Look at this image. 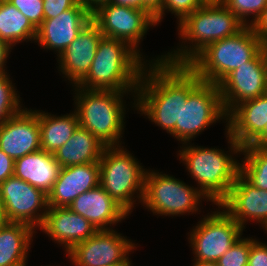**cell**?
Returning a JSON list of instances; mask_svg holds the SVG:
<instances>
[{"label": "cell", "mask_w": 267, "mask_h": 266, "mask_svg": "<svg viewBox=\"0 0 267 266\" xmlns=\"http://www.w3.org/2000/svg\"><path fill=\"white\" fill-rule=\"evenodd\" d=\"M201 81L187 65L148 63L136 92L137 113L170 135L180 125L181 101Z\"/></svg>", "instance_id": "6da1fadb"}, {"label": "cell", "mask_w": 267, "mask_h": 266, "mask_svg": "<svg viewBox=\"0 0 267 266\" xmlns=\"http://www.w3.org/2000/svg\"><path fill=\"white\" fill-rule=\"evenodd\" d=\"M224 130L229 151L186 143L177 152L180 163L186 166L197 189L212 205L220 204L228 196L240 173V162L236 157H241L242 147L230 136L227 126Z\"/></svg>", "instance_id": "7a4b0ae2"}, {"label": "cell", "mask_w": 267, "mask_h": 266, "mask_svg": "<svg viewBox=\"0 0 267 266\" xmlns=\"http://www.w3.org/2000/svg\"><path fill=\"white\" fill-rule=\"evenodd\" d=\"M177 27L181 41L176 49L165 53L164 62L188 65L208 45L236 35L245 25L220 0H208Z\"/></svg>", "instance_id": "3957f363"}, {"label": "cell", "mask_w": 267, "mask_h": 266, "mask_svg": "<svg viewBox=\"0 0 267 266\" xmlns=\"http://www.w3.org/2000/svg\"><path fill=\"white\" fill-rule=\"evenodd\" d=\"M147 64L148 62L126 42L103 36L89 72L77 87L137 92Z\"/></svg>", "instance_id": "277c9868"}, {"label": "cell", "mask_w": 267, "mask_h": 266, "mask_svg": "<svg viewBox=\"0 0 267 266\" xmlns=\"http://www.w3.org/2000/svg\"><path fill=\"white\" fill-rule=\"evenodd\" d=\"M74 111L79 126L89 130L107 147L122 146L126 100L131 96L134 101L129 106L136 110V92L113 90H88L74 86ZM130 93V94H129ZM134 102V103H133Z\"/></svg>", "instance_id": "5b68a950"}, {"label": "cell", "mask_w": 267, "mask_h": 266, "mask_svg": "<svg viewBox=\"0 0 267 266\" xmlns=\"http://www.w3.org/2000/svg\"><path fill=\"white\" fill-rule=\"evenodd\" d=\"M260 38L251 26L218 40L202 50L187 66L202 80L218 85L229 73L261 51Z\"/></svg>", "instance_id": "8992f818"}, {"label": "cell", "mask_w": 267, "mask_h": 266, "mask_svg": "<svg viewBox=\"0 0 267 266\" xmlns=\"http://www.w3.org/2000/svg\"><path fill=\"white\" fill-rule=\"evenodd\" d=\"M132 154L124 146H111L99 160V185L129 214L142 203L147 171Z\"/></svg>", "instance_id": "52a82bcc"}, {"label": "cell", "mask_w": 267, "mask_h": 266, "mask_svg": "<svg viewBox=\"0 0 267 266\" xmlns=\"http://www.w3.org/2000/svg\"><path fill=\"white\" fill-rule=\"evenodd\" d=\"M209 201L197 187L187 185L159 170L147 169L145 174L144 195L142 206L153 215L182 216L200 212L202 201Z\"/></svg>", "instance_id": "ba28073f"}, {"label": "cell", "mask_w": 267, "mask_h": 266, "mask_svg": "<svg viewBox=\"0 0 267 266\" xmlns=\"http://www.w3.org/2000/svg\"><path fill=\"white\" fill-rule=\"evenodd\" d=\"M91 13L92 21L104 37L126 42L148 63L164 62L166 54L147 60L139 48L150 27L157 26L154 17L147 10L109 2L98 6Z\"/></svg>", "instance_id": "9c48e42d"}, {"label": "cell", "mask_w": 267, "mask_h": 266, "mask_svg": "<svg viewBox=\"0 0 267 266\" xmlns=\"http://www.w3.org/2000/svg\"><path fill=\"white\" fill-rule=\"evenodd\" d=\"M227 121L218 85L201 81L181 101L180 125H176L170 134L182 145L192 143L196 136L213 123ZM191 141V142H190Z\"/></svg>", "instance_id": "30bf717a"}, {"label": "cell", "mask_w": 267, "mask_h": 266, "mask_svg": "<svg viewBox=\"0 0 267 266\" xmlns=\"http://www.w3.org/2000/svg\"><path fill=\"white\" fill-rule=\"evenodd\" d=\"M216 207L188 233L192 261L217 262L243 235L244 229L219 204Z\"/></svg>", "instance_id": "8fae6325"}, {"label": "cell", "mask_w": 267, "mask_h": 266, "mask_svg": "<svg viewBox=\"0 0 267 266\" xmlns=\"http://www.w3.org/2000/svg\"><path fill=\"white\" fill-rule=\"evenodd\" d=\"M137 245L116 229L98 230L66 253L73 266H120ZM130 254V255H129Z\"/></svg>", "instance_id": "7c38bea8"}, {"label": "cell", "mask_w": 267, "mask_h": 266, "mask_svg": "<svg viewBox=\"0 0 267 266\" xmlns=\"http://www.w3.org/2000/svg\"><path fill=\"white\" fill-rule=\"evenodd\" d=\"M0 196L9 222L39 230L49 208L44 191L13 175L0 183Z\"/></svg>", "instance_id": "4fadbf2b"}, {"label": "cell", "mask_w": 267, "mask_h": 266, "mask_svg": "<svg viewBox=\"0 0 267 266\" xmlns=\"http://www.w3.org/2000/svg\"><path fill=\"white\" fill-rule=\"evenodd\" d=\"M267 68L262 51L229 73L219 84L223 109L228 114L239 103L265 93Z\"/></svg>", "instance_id": "5bb4252c"}, {"label": "cell", "mask_w": 267, "mask_h": 266, "mask_svg": "<svg viewBox=\"0 0 267 266\" xmlns=\"http://www.w3.org/2000/svg\"><path fill=\"white\" fill-rule=\"evenodd\" d=\"M91 20L92 13L79 2L57 17L44 19L37 28L34 43L36 42L40 49L53 50L58 57Z\"/></svg>", "instance_id": "9a60e30c"}, {"label": "cell", "mask_w": 267, "mask_h": 266, "mask_svg": "<svg viewBox=\"0 0 267 266\" xmlns=\"http://www.w3.org/2000/svg\"><path fill=\"white\" fill-rule=\"evenodd\" d=\"M0 150L13 160L41 150L38 110L25 108L0 126Z\"/></svg>", "instance_id": "2e32d148"}, {"label": "cell", "mask_w": 267, "mask_h": 266, "mask_svg": "<svg viewBox=\"0 0 267 266\" xmlns=\"http://www.w3.org/2000/svg\"><path fill=\"white\" fill-rule=\"evenodd\" d=\"M103 37L98 26L91 20L71 44L58 56V72L67 78L72 89L87 75L96 54L98 44Z\"/></svg>", "instance_id": "e0dca14e"}, {"label": "cell", "mask_w": 267, "mask_h": 266, "mask_svg": "<svg viewBox=\"0 0 267 266\" xmlns=\"http://www.w3.org/2000/svg\"><path fill=\"white\" fill-rule=\"evenodd\" d=\"M243 229L247 223H267V191L249 183L240 173L228 196L219 204Z\"/></svg>", "instance_id": "ac0fdd59"}, {"label": "cell", "mask_w": 267, "mask_h": 266, "mask_svg": "<svg viewBox=\"0 0 267 266\" xmlns=\"http://www.w3.org/2000/svg\"><path fill=\"white\" fill-rule=\"evenodd\" d=\"M39 229L62 246L65 253L98 231L87 219L68 207L48 208Z\"/></svg>", "instance_id": "d6986e66"}, {"label": "cell", "mask_w": 267, "mask_h": 266, "mask_svg": "<svg viewBox=\"0 0 267 266\" xmlns=\"http://www.w3.org/2000/svg\"><path fill=\"white\" fill-rule=\"evenodd\" d=\"M100 182L99 162L61 167L48 195V206L69 207L82 193L96 188Z\"/></svg>", "instance_id": "ffe728a7"}, {"label": "cell", "mask_w": 267, "mask_h": 266, "mask_svg": "<svg viewBox=\"0 0 267 266\" xmlns=\"http://www.w3.org/2000/svg\"><path fill=\"white\" fill-rule=\"evenodd\" d=\"M68 208L87 219L97 230L113 229L130 215L100 185L80 194Z\"/></svg>", "instance_id": "44dd1931"}, {"label": "cell", "mask_w": 267, "mask_h": 266, "mask_svg": "<svg viewBox=\"0 0 267 266\" xmlns=\"http://www.w3.org/2000/svg\"><path fill=\"white\" fill-rule=\"evenodd\" d=\"M230 136L241 146L249 145L267 124V95L236 105L225 121Z\"/></svg>", "instance_id": "7402d4cb"}, {"label": "cell", "mask_w": 267, "mask_h": 266, "mask_svg": "<svg viewBox=\"0 0 267 266\" xmlns=\"http://www.w3.org/2000/svg\"><path fill=\"white\" fill-rule=\"evenodd\" d=\"M61 167L54 154L39 150L14 160V176L48 194Z\"/></svg>", "instance_id": "603a6c76"}, {"label": "cell", "mask_w": 267, "mask_h": 266, "mask_svg": "<svg viewBox=\"0 0 267 266\" xmlns=\"http://www.w3.org/2000/svg\"><path fill=\"white\" fill-rule=\"evenodd\" d=\"M107 146L89 130L78 126L72 137L55 153L60 167L99 162Z\"/></svg>", "instance_id": "cb8c5ba5"}, {"label": "cell", "mask_w": 267, "mask_h": 266, "mask_svg": "<svg viewBox=\"0 0 267 266\" xmlns=\"http://www.w3.org/2000/svg\"><path fill=\"white\" fill-rule=\"evenodd\" d=\"M34 233L24 223L8 222L0 228V266H26Z\"/></svg>", "instance_id": "d4e9b609"}, {"label": "cell", "mask_w": 267, "mask_h": 266, "mask_svg": "<svg viewBox=\"0 0 267 266\" xmlns=\"http://www.w3.org/2000/svg\"><path fill=\"white\" fill-rule=\"evenodd\" d=\"M40 125L41 150L54 154L73 135L79 126L76 112L56 116L43 110H38Z\"/></svg>", "instance_id": "484cf974"}, {"label": "cell", "mask_w": 267, "mask_h": 266, "mask_svg": "<svg viewBox=\"0 0 267 266\" xmlns=\"http://www.w3.org/2000/svg\"><path fill=\"white\" fill-rule=\"evenodd\" d=\"M37 29L14 5L0 0V38L12 48L24 41H35Z\"/></svg>", "instance_id": "4316f807"}, {"label": "cell", "mask_w": 267, "mask_h": 266, "mask_svg": "<svg viewBox=\"0 0 267 266\" xmlns=\"http://www.w3.org/2000/svg\"><path fill=\"white\" fill-rule=\"evenodd\" d=\"M240 174L253 186L267 191V147H242Z\"/></svg>", "instance_id": "83f0119b"}, {"label": "cell", "mask_w": 267, "mask_h": 266, "mask_svg": "<svg viewBox=\"0 0 267 266\" xmlns=\"http://www.w3.org/2000/svg\"><path fill=\"white\" fill-rule=\"evenodd\" d=\"M15 84H13L10 74L0 75V126L9 120L12 116L21 112V97Z\"/></svg>", "instance_id": "f1b7e54d"}, {"label": "cell", "mask_w": 267, "mask_h": 266, "mask_svg": "<svg viewBox=\"0 0 267 266\" xmlns=\"http://www.w3.org/2000/svg\"><path fill=\"white\" fill-rule=\"evenodd\" d=\"M245 26H251L267 6V0H220ZM252 17L250 20L249 17Z\"/></svg>", "instance_id": "f546056e"}, {"label": "cell", "mask_w": 267, "mask_h": 266, "mask_svg": "<svg viewBox=\"0 0 267 266\" xmlns=\"http://www.w3.org/2000/svg\"><path fill=\"white\" fill-rule=\"evenodd\" d=\"M208 0H164L161 10L155 15L154 20L156 25L161 23L165 12L177 18L179 24L186 16L193 13L195 10L203 6Z\"/></svg>", "instance_id": "4dcf8cb0"}, {"label": "cell", "mask_w": 267, "mask_h": 266, "mask_svg": "<svg viewBox=\"0 0 267 266\" xmlns=\"http://www.w3.org/2000/svg\"><path fill=\"white\" fill-rule=\"evenodd\" d=\"M251 237H240L218 260V266H248Z\"/></svg>", "instance_id": "1f68e13d"}, {"label": "cell", "mask_w": 267, "mask_h": 266, "mask_svg": "<svg viewBox=\"0 0 267 266\" xmlns=\"http://www.w3.org/2000/svg\"><path fill=\"white\" fill-rule=\"evenodd\" d=\"M37 29L44 20L43 0H7Z\"/></svg>", "instance_id": "d6a6232c"}, {"label": "cell", "mask_w": 267, "mask_h": 266, "mask_svg": "<svg viewBox=\"0 0 267 266\" xmlns=\"http://www.w3.org/2000/svg\"><path fill=\"white\" fill-rule=\"evenodd\" d=\"M78 0H43L44 19L57 17L62 12L75 7Z\"/></svg>", "instance_id": "836d02e7"}, {"label": "cell", "mask_w": 267, "mask_h": 266, "mask_svg": "<svg viewBox=\"0 0 267 266\" xmlns=\"http://www.w3.org/2000/svg\"><path fill=\"white\" fill-rule=\"evenodd\" d=\"M248 266H267V244L252 237Z\"/></svg>", "instance_id": "e575fe53"}, {"label": "cell", "mask_w": 267, "mask_h": 266, "mask_svg": "<svg viewBox=\"0 0 267 266\" xmlns=\"http://www.w3.org/2000/svg\"><path fill=\"white\" fill-rule=\"evenodd\" d=\"M14 175V160L0 150V183Z\"/></svg>", "instance_id": "d590c367"}, {"label": "cell", "mask_w": 267, "mask_h": 266, "mask_svg": "<svg viewBox=\"0 0 267 266\" xmlns=\"http://www.w3.org/2000/svg\"><path fill=\"white\" fill-rule=\"evenodd\" d=\"M251 27L261 41L267 39V6Z\"/></svg>", "instance_id": "8d00e7d4"}, {"label": "cell", "mask_w": 267, "mask_h": 266, "mask_svg": "<svg viewBox=\"0 0 267 266\" xmlns=\"http://www.w3.org/2000/svg\"><path fill=\"white\" fill-rule=\"evenodd\" d=\"M12 49L10 45L0 38V75L9 71L7 70L6 63Z\"/></svg>", "instance_id": "74e56055"}, {"label": "cell", "mask_w": 267, "mask_h": 266, "mask_svg": "<svg viewBox=\"0 0 267 266\" xmlns=\"http://www.w3.org/2000/svg\"><path fill=\"white\" fill-rule=\"evenodd\" d=\"M164 0H143V10H147L153 17L161 10Z\"/></svg>", "instance_id": "f35d334b"}, {"label": "cell", "mask_w": 267, "mask_h": 266, "mask_svg": "<svg viewBox=\"0 0 267 266\" xmlns=\"http://www.w3.org/2000/svg\"><path fill=\"white\" fill-rule=\"evenodd\" d=\"M249 146L267 147V124L263 131L249 144Z\"/></svg>", "instance_id": "ab89813d"}, {"label": "cell", "mask_w": 267, "mask_h": 266, "mask_svg": "<svg viewBox=\"0 0 267 266\" xmlns=\"http://www.w3.org/2000/svg\"><path fill=\"white\" fill-rule=\"evenodd\" d=\"M111 3L143 10V0H110Z\"/></svg>", "instance_id": "60d3db41"}, {"label": "cell", "mask_w": 267, "mask_h": 266, "mask_svg": "<svg viewBox=\"0 0 267 266\" xmlns=\"http://www.w3.org/2000/svg\"><path fill=\"white\" fill-rule=\"evenodd\" d=\"M110 0H83L81 3L90 11H94L98 6L109 3Z\"/></svg>", "instance_id": "b9f144b4"}, {"label": "cell", "mask_w": 267, "mask_h": 266, "mask_svg": "<svg viewBox=\"0 0 267 266\" xmlns=\"http://www.w3.org/2000/svg\"><path fill=\"white\" fill-rule=\"evenodd\" d=\"M8 222L9 221L6 217L4 207L2 205L1 196H0V228L4 227Z\"/></svg>", "instance_id": "7bdbcfd3"}, {"label": "cell", "mask_w": 267, "mask_h": 266, "mask_svg": "<svg viewBox=\"0 0 267 266\" xmlns=\"http://www.w3.org/2000/svg\"><path fill=\"white\" fill-rule=\"evenodd\" d=\"M261 51L264 56V60H265L266 68H267V39L262 41Z\"/></svg>", "instance_id": "ee69618b"}, {"label": "cell", "mask_w": 267, "mask_h": 266, "mask_svg": "<svg viewBox=\"0 0 267 266\" xmlns=\"http://www.w3.org/2000/svg\"><path fill=\"white\" fill-rule=\"evenodd\" d=\"M194 263L192 266H218L216 262H200V261H193Z\"/></svg>", "instance_id": "f6af8a7d"}, {"label": "cell", "mask_w": 267, "mask_h": 266, "mask_svg": "<svg viewBox=\"0 0 267 266\" xmlns=\"http://www.w3.org/2000/svg\"><path fill=\"white\" fill-rule=\"evenodd\" d=\"M131 258L124 264L120 265V266H132V263H131Z\"/></svg>", "instance_id": "bcb514c9"}, {"label": "cell", "mask_w": 267, "mask_h": 266, "mask_svg": "<svg viewBox=\"0 0 267 266\" xmlns=\"http://www.w3.org/2000/svg\"><path fill=\"white\" fill-rule=\"evenodd\" d=\"M265 95H267V77H266V85H265Z\"/></svg>", "instance_id": "7dc6e473"}, {"label": "cell", "mask_w": 267, "mask_h": 266, "mask_svg": "<svg viewBox=\"0 0 267 266\" xmlns=\"http://www.w3.org/2000/svg\"><path fill=\"white\" fill-rule=\"evenodd\" d=\"M262 228L266 231L265 233H267V223Z\"/></svg>", "instance_id": "c3c4849f"}]
</instances>
